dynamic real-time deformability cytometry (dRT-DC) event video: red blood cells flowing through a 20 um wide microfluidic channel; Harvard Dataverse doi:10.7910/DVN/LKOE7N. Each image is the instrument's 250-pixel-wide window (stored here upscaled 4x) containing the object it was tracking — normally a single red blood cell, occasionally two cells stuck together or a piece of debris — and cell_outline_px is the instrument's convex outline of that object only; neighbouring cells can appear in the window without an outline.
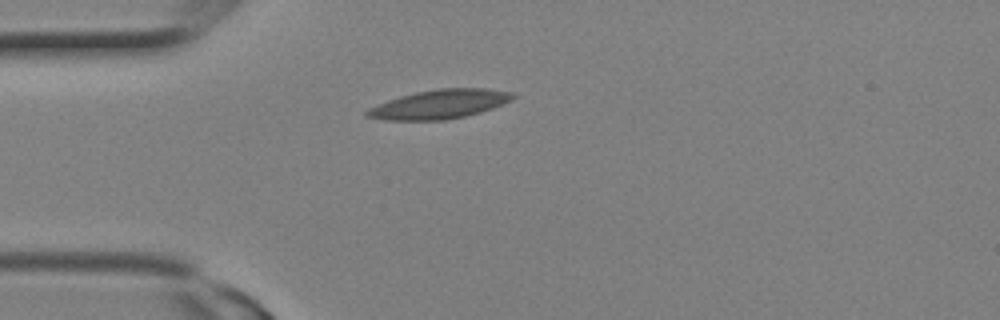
{"species": "Egyptian fruit bat (a non-hibernating species)", "species_latin": "Rousettus aegyptiacus", "temperature_condition": "room temperature", "stored_images_in_passage": 5, "camera_frame_rate_fps": 3000, "um_per_image_px": 0.085, "animal": {"sex": "female"}, "frame": {"image": 1, "passage_image": 1, "time_ms": 0.0, "image_size_px": [1000, 320], "cell_outline_px": [[516, 96], [512, 100], [492, 108], [480, 112], [464, 116], [444, 120], [384, 120], [364, 116], [364, 112], [368, 108], [388, 100], [400, 96], [416, 92], [436, 88], [484, 88], [512, 92]], "centroid_in_image_um": [37.34, 8.85], "position_along_channel_um": 47.7, "area_um2": 24.68}}
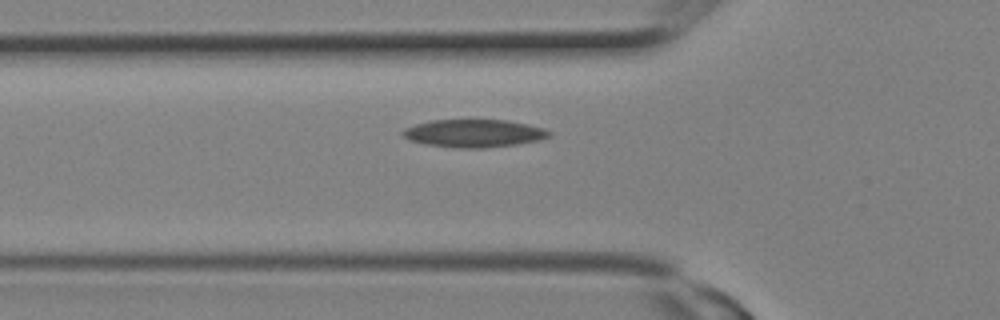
{"frame": {"image": 2, "passage_image": 3, "time_ms": 0.667, "image_size_px": [1000, 320], "cell_outline_px": [[552, 132], [548, 136], [540, 140], [516, 144], [484, 148], [452, 148], [428, 144], [408, 140], [400, 132], [404, 128], [416, 124], [432, 120], [508, 120], [528, 124], [544, 128]], "centroid_in_image_um": [40.28, 11.33], "position_along_channel_um": 85.5, "area_um2": 23.76}}
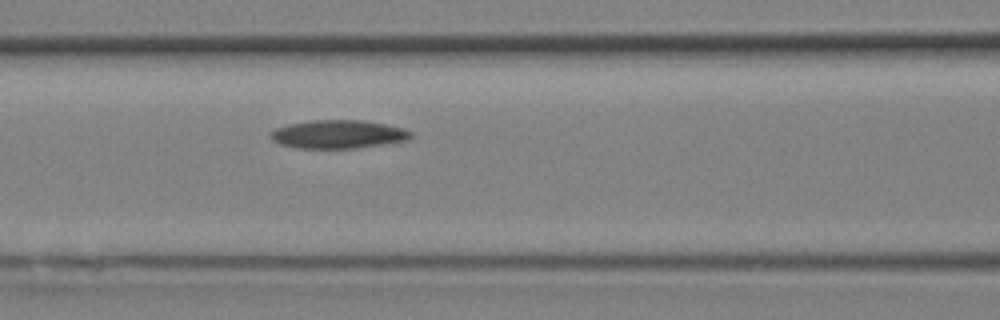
{"frame": {"image": 3, "passage_image": 5, "time_ms": 1.333, "image_size_px": [1000, 320], "cell_outline_px": [[412, 136], [408, 140], [384, 144], [356, 148], [296, 148], [280, 144], [272, 140], [268, 136], [268, 132], [276, 128], [288, 124], [312, 120], [364, 120], [404, 128], [412, 132]], "centroid_in_image_um": [28.71, 11.41], "position_along_channel_um": 137.9, "area_um2": 23.35}}